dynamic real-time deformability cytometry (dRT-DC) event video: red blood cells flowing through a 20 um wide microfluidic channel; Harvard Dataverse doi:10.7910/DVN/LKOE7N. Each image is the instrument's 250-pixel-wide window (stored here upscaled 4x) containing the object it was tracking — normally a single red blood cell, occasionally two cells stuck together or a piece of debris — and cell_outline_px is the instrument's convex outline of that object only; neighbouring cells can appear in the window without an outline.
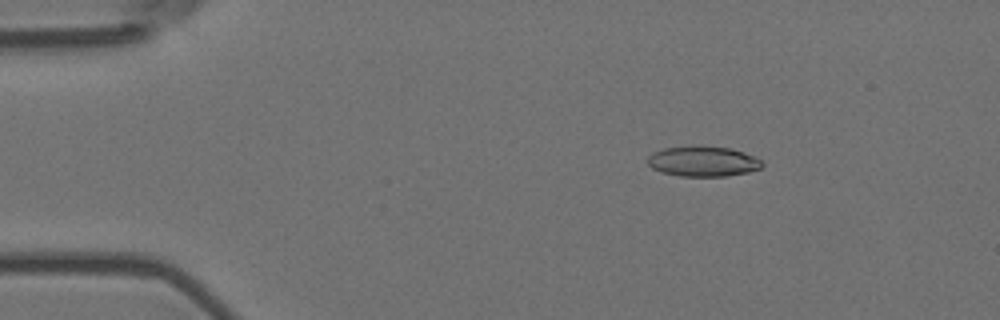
{"species": "Egyptian fruit bat (a non-hibernating species)", "species_latin": "Rousettus aegyptiacus", "temperature_condition": "room temperature", "stored_images_in_passage": 51, "camera_frame_rate_fps": 3000, "um_per_image_px": 0.085, "animal": {"sex": "female"}, "frame": {"image": 1, "passage_image": 5, "time_ms": 1.333, "image_size_px": [1000, 320], "cell_outline_px": [[764, 164], [760, 168], [748, 172], [724, 176], [680, 176], [660, 172], [652, 168], [648, 164], [648, 156], [652, 152], [664, 148], [692, 144], [732, 148], [744, 152], [760, 160]], "centroid_in_image_um": [59.71, 13.69], "position_along_channel_um": 25.3, "area_um2": 20.52}}
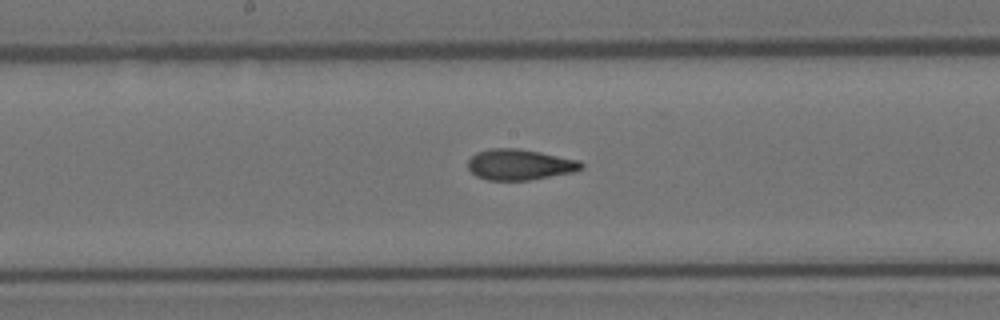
{"frame": {"image": 2, "passage_image": 25, "time_ms": 8.0, "image_size_px": [1000, 320], "cell_outline_px": [[584, 168], [576, 172], [528, 180], [488, 180], [476, 176], [468, 168], [468, 160], [476, 152], [492, 148], [516, 148], [540, 152], [580, 160], [584, 164]], "centroid_in_image_um": [44.21, 13.99], "position_along_channel_um": 204.0, "area_um2": 20.46}}
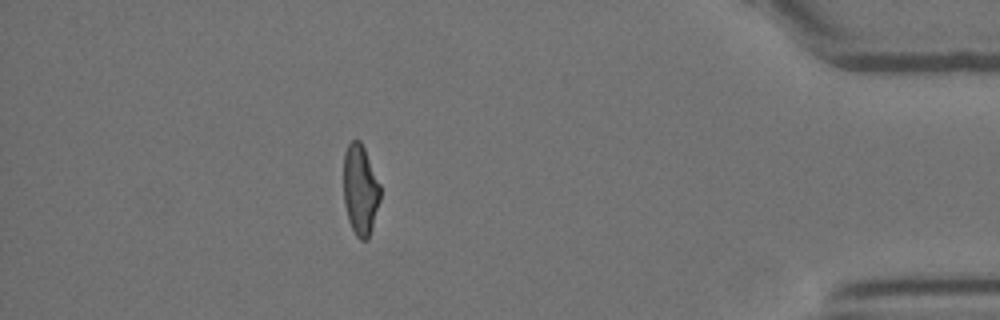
{"frame": {"image": 3, "passage_image": 45, "time_ms": 14.667, "image_size_px": [1000, 320], "cell_outline_px": [[380, 200], [368, 240], [360, 240], [356, 236], [348, 220], [344, 204], [344, 152], [348, 144], [352, 140], [360, 140], [364, 148], [380, 184]], "centroid_in_image_um": [30.62, 16.14], "position_along_channel_um": 404.6, "area_um2": 19.31}, "authors_computed_cell_mechanics": {"area_um2": 20.4612, "velocity_mm_per_s": 3.6992, "shape_relaxation_time_tau1_ms": 9.3694, "shape_relaxation_time_tau2_ms": 1.8409, "deformation_change_tau1": 0.2343, "deformation_change_tau2": 0.0918}}